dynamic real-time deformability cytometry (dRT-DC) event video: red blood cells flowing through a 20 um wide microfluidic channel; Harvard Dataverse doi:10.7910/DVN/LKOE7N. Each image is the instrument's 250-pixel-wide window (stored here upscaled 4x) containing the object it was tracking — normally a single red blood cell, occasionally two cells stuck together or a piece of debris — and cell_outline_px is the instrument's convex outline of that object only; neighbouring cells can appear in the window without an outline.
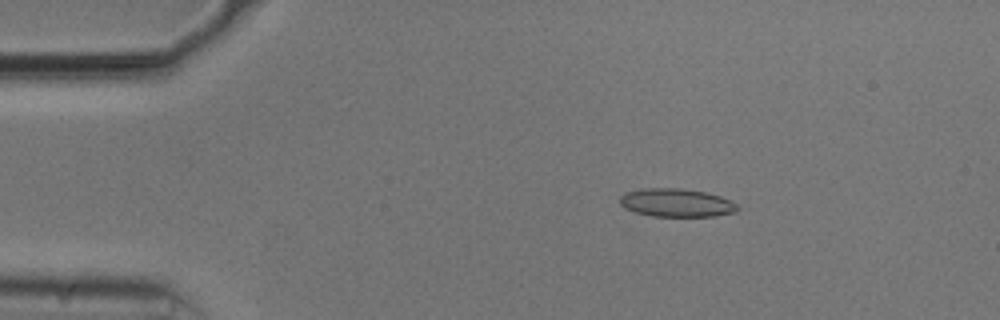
{"species": "common noctule bat (a hibernating species)", "species_latin": "Nyctalus noctula", "temperature_condition": "cold", "stored_images_in_passage": 53, "camera_frame_rate_fps": 3000, "um_per_image_px": 0.085, "animal": {"sex": "male", "body_mass_g": 20.5, "forearm_length_mm": 52.5}, "frame": {"image": 1, "passage_image": 9, "time_ms": 2.667, "image_size_px": [1000, 320], "cell_outline_px": [[740, 208], [736, 212], [716, 216], [652, 216], [636, 212], [624, 208], [620, 204], [620, 196], [628, 192], [644, 188], [680, 188], [704, 192], [720, 196], [736, 204]], "centroid_in_image_um": [57.5, 17.24], "position_along_channel_um": 27.5, "area_um2": 19.25}}
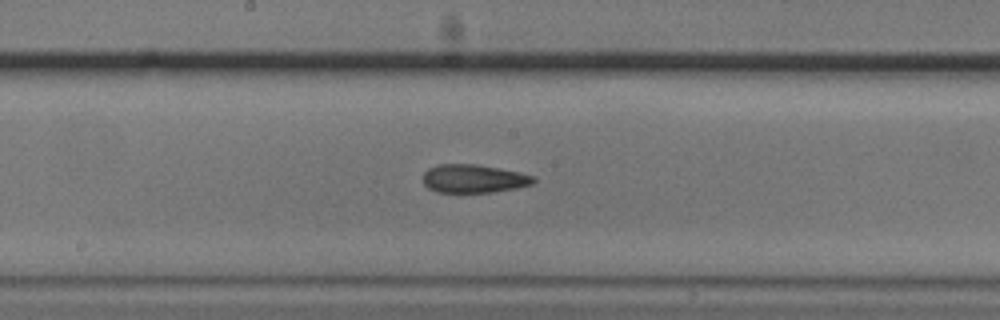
{"frame": {"image": 2, "passage_image": 28, "time_ms": 9.0, "image_size_px": [1000, 320], "cell_outline_px": [[536, 180], [532, 184], [516, 188], [492, 192], [436, 192], [428, 188], [424, 184], [424, 172], [428, 168], [436, 164], [476, 164], [520, 172], [536, 176]], "centroid_in_image_um": [40.27, 15.18], "position_along_channel_um": 207.9, "area_um2": 18.32}}
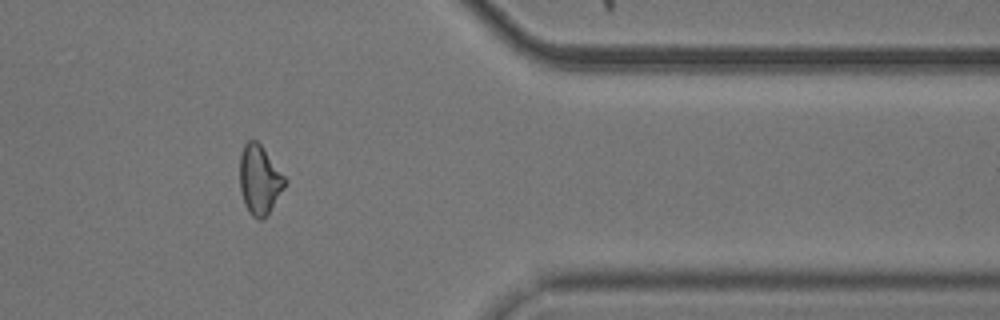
{"frame": {"image": 3, "passage_image": 44, "time_ms": 14.333, "image_size_px": [1000, 320], "cell_outline_px": [[288, 184], [268, 212], [260, 220], [256, 220], [248, 212], [244, 204], [240, 188], [240, 156], [244, 144], [248, 140], [256, 140], [260, 144], [288, 180]], "centroid_in_image_um": [22.06, 15.29], "position_along_channel_um": 389.3, "area_um2": 18.21}, "authors_computed_cell_mechanics": {"area_um2": 18.4382, "velocity_mm_per_s": 3.756, "shape_relaxation_time_tau1_ms": null, "shape_relaxation_time_tau2_ms": 4.5014, "deformation_change_tau1": null, "deformation_change_tau2": 0.1149}}